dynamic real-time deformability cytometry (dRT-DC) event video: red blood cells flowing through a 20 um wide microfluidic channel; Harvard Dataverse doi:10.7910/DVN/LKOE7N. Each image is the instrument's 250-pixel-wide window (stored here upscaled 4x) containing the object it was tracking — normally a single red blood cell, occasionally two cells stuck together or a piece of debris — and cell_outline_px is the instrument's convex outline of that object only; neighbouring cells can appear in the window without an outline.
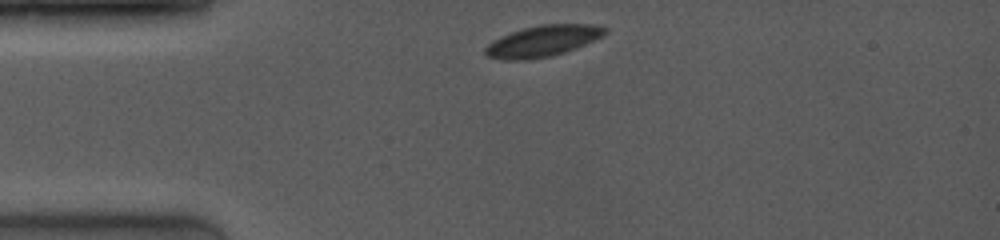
{"species": "common noctule bat (a hibernating species)", "species_latin": "Nyctalus noctula", "temperature_condition": "room temperature", "stored_images_in_passage": 28, "camera_frame_rate_fps": 4000, "um_per_image_px": 0.085, "animal": {"sex": "female", "body_mass_g": 19.0, "forearm_length_mm": 53.3}, "frame": {"image": 1, "passage_image": 1, "time_ms": 0.0, "image_size_px": [1000, 240], "cell_outline_px": [[608, 32], [604, 36], [576, 48], [552, 56], [528, 60], [504, 60], [488, 56], [484, 52], [484, 48], [492, 40], [500, 36], [520, 28], [540, 24], [596, 24], [608, 28]], "centroid_in_image_um": [46.15, 3.47], "position_along_channel_um": 38.9, "area_um2": 22.14}}
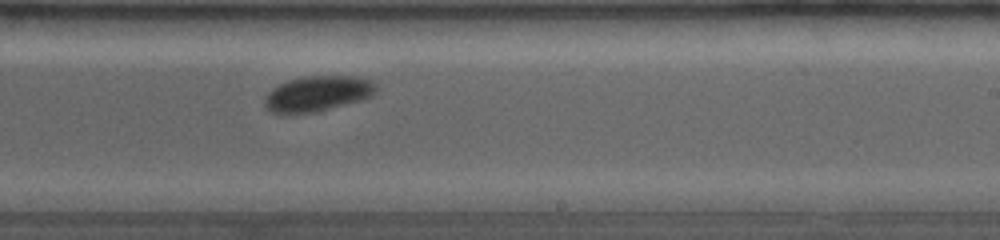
{"frame": {"image": 2, "passage_image": 17, "time_ms": 6.25, "image_size_px": [1000, 240], "cell_outline_px": [[376, 92], [372, 96], [360, 100], [312, 112], [272, 112], [264, 104], [264, 100], [268, 92], [272, 88], [288, 80], [304, 76], [356, 76], [372, 80], [376, 84]], "centroid_in_image_um": [27.03, 7.92], "position_along_channel_um": 262.0, "area_um2": 22.54}}
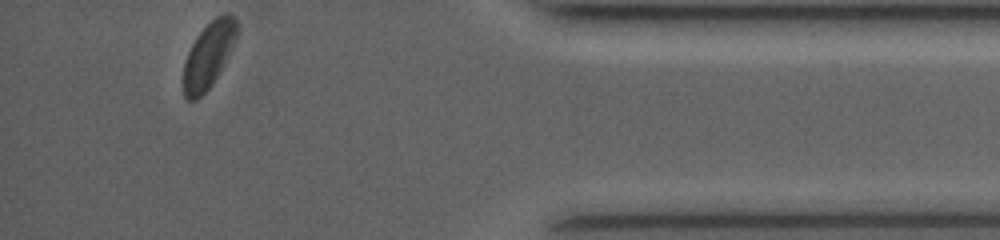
{"frame": {"image": 3, "passage_image": 28, "time_ms": 10.75, "image_size_px": [1000, 240], "cell_outline_px": [[236, 36], [212, 84], [196, 100], [188, 100], [184, 96], [184, 64], [188, 52], [196, 36], [216, 16], [224, 12], [228, 12], [236, 20]], "centroid_in_image_um": [17.69, 4.66], "position_along_channel_um": 417.5, "area_um2": 19.59}, "authors_computed_cell_mechanics": {"area_um2": 22.4553, "velocity_mm_per_s": 4.0581, "shape_relaxation_time_tau1_ms": 2.5899, "shape_relaxation_time_tau2_ms": null, "deformation_change_tau1": 0.072, "deformation_change_tau2": null}}